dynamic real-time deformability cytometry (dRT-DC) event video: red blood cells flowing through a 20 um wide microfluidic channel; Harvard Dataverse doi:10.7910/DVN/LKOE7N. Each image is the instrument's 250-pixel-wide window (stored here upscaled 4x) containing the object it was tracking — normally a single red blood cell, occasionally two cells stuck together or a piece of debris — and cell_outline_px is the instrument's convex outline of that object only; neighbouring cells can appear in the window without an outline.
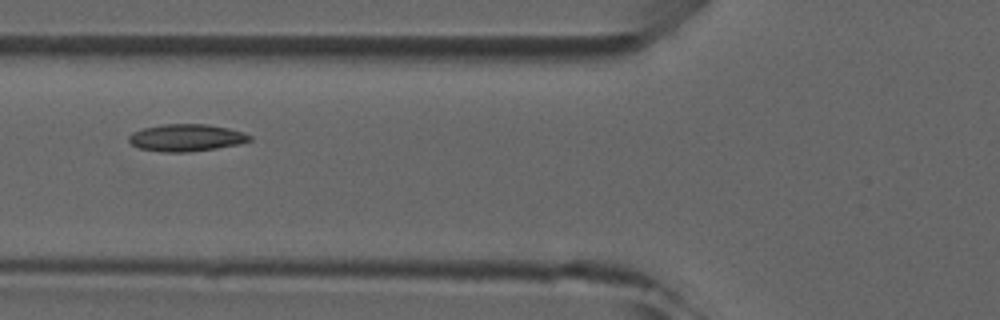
{"species": "common noctule bat (a hibernating species)", "species_latin": "Nyctalus noctula", "temperature_condition": "room temperature", "stored_images_in_passage": 6, "camera_frame_rate_fps": 3000, "um_per_image_px": 0.085, "animal": {"sex": "male", "forearm_length_mm": 52.5}, "frame": {"image": 1, "passage_image": 6, "time_ms": 5.667, "image_size_px": [1000, 320], "cell_outline_px": [[252, 140], [240, 144], [216, 148], [188, 152], [160, 152], [140, 148], [132, 144], [128, 140], [128, 136], [132, 132], [144, 128], [164, 124], [208, 124], [228, 128], [244, 132], [252, 136]], "centroid_in_image_um": [15.85, 11.7], "position_along_channel_um": 109.9, "area_um2": 19.19}}